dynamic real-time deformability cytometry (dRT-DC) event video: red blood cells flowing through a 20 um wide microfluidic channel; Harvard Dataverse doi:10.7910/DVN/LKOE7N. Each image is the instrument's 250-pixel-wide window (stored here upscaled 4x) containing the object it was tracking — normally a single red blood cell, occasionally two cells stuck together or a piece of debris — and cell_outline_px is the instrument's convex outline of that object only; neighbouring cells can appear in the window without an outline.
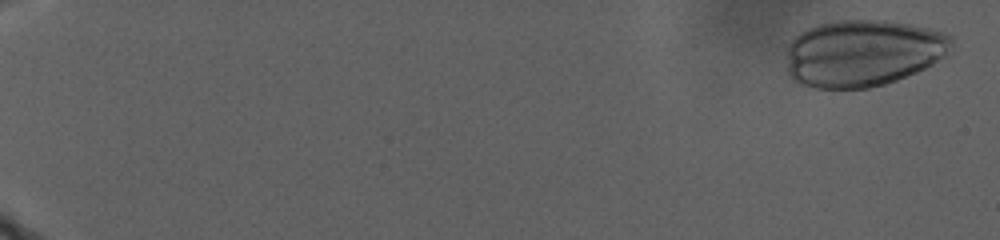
{"species": "human", "species_latin": "Homo sapiens", "temperature_condition": "warm", "stored_images_in_passage": 41, "camera_frame_rate_fps": 3000, "um_per_image_px": 0.085, "donor": {"sex": "male"}, "frame": {"image": 1, "passage_image": 2, "time_ms": 0.667, "image_size_px": [1000, 240], "cell_outline_px": [[952, 44], [944, 56], [932, 64], [916, 72], [896, 80], [884, 84], [868, 88], [816, 88], [796, 84], [788, 76], [788, 44], [800, 32], [816, 24], [836, 20], [888, 20], [912, 24], [944, 32], [952, 36]], "centroid_in_image_um": [73.32, 4.5], "position_along_channel_um": 11.7, "area_um2": 64.62}}
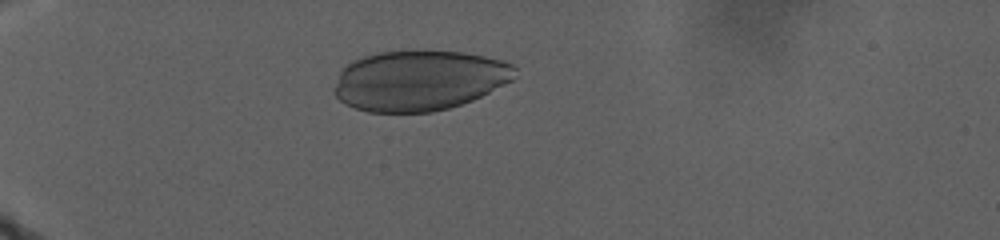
{"frame": {"image": 2, "passage_image": 21, "time_ms": 11.0, "image_size_px": [1000, 240], "cell_outline_px": [[516, 76], [512, 80], [472, 100], [448, 108], [432, 112], [368, 112], [344, 104], [332, 92], [332, 88], [340, 72], [352, 60], [364, 56], [380, 52], [424, 48], [464, 52], [484, 56], [500, 60], [512, 64], [516, 68]], "centroid_in_image_um": [35.61, 6.81], "position_along_channel_um": 49.4, "area_um2": 64.27}}